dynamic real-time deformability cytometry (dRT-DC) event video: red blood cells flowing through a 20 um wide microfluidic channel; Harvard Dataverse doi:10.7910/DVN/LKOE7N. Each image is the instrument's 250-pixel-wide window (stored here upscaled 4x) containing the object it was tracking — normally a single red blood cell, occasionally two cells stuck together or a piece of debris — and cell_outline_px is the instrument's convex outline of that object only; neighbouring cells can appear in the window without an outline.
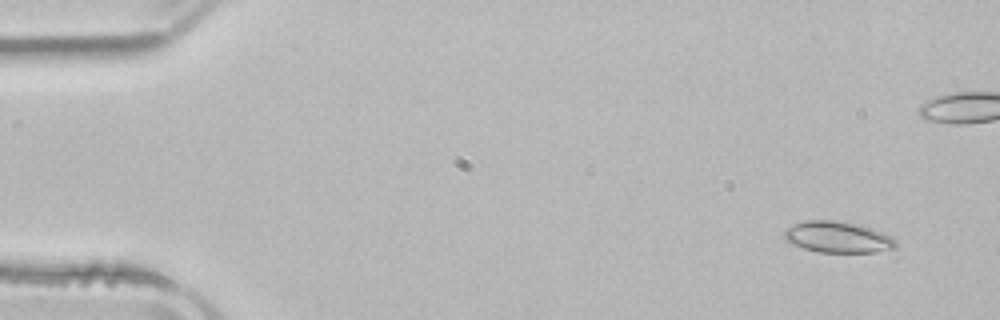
{"species": "common noctule bat (a hibernating species)", "species_latin": "Nyctalus noctula", "temperature_condition": "room temperature", "stored_images_in_passage": 4, "camera_frame_rate_fps": 3000, "um_per_image_px": 0.085, "animal": {"sex": "male", "body_mass_g": 21.5, "forearm_length_mm": 52.0}, "frame": {"image": 1, "passage_image": 1, "time_ms": 0.0, "image_size_px": [1000, 320], "cell_outline_px": [[896, 248], [876, 252], [816, 252], [792, 244], [784, 240], [784, 228], [804, 220], [836, 220], [860, 224], [872, 228], [892, 236], [896, 240]], "centroid_in_image_um": [71.2, 20.14], "position_along_channel_um": 13.8, "area_um2": 20.63}}